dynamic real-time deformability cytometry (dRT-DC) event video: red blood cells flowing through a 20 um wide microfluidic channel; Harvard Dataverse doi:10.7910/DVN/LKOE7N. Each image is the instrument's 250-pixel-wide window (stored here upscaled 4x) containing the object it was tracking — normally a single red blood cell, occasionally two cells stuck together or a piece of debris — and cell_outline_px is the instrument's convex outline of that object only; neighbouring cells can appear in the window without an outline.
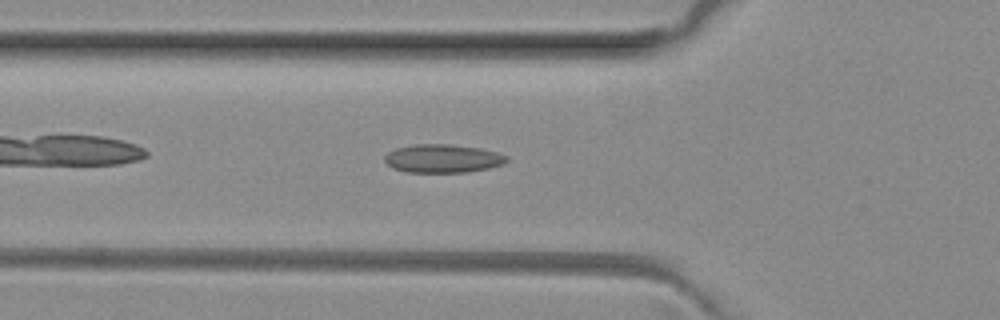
{"species": "common noctule bat (a hibernating species)", "species_latin": "Nyctalus noctula", "temperature_condition": "room temperature", "stored_images_in_passage": 38, "camera_frame_rate_fps": 3000, "um_per_image_px": 0.085, "animal": {"sex": "female", "body_mass_g": 29.2, "forearm_length_mm": 56.3}, "frame": {"image": 1, "passage_image": 5, "time_ms": 1.333, "image_size_px": [1000, 320], "cell_outline_px": [[508, 160], [504, 164], [488, 168], [468, 172], [404, 172], [392, 168], [384, 160], [384, 156], [388, 152], [396, 148], [416, 144], [448, 144], [476, 148], [496, 152], [508, 156]], "centroid_in_image_um": [37.61, 13.48], "position_along_channel_um": 88.2, "area_um2": 20.11}}
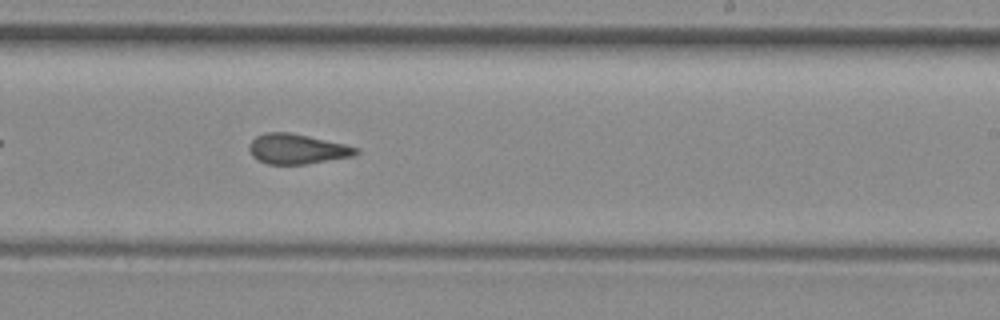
{"frame": {"image": 2, "passage_image": 18, "time_ms": 5.667, "image_size_px": [1000, 320], "cell_outline_px": [[360, 152], [356, 156], [304, 164], [268, 164], [252, 156], [248, 148], [248, 144], [256, 136], [264, 132], [288, 132], [308, 136], [344, 144], [360, 148]], "centroid_in_image_um": [25.26, 12.66], "position_along_channel_um": 263.7, "area_um2": 18.73}}
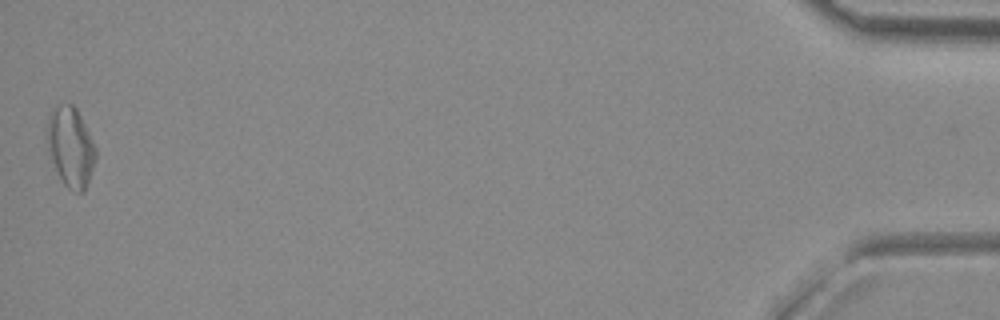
{"frame": {"image": 3, "passage_image": 38, "time_ms": 12.333, "image_size_px": [1000, 320], "cell_outline_px": [[96, 156], [84, 192], [72, 192], [64, 184], [48, 152], [44, 132], [48, 112], [56, 104], [72, 104], [76, 108], [96, 148]], "centroid_in_image_um": [5.94, 12.43], "position_along_channel_um": 429.3, "area_um2": 22.77}, "authors_computed_cell_mechanics": {"area_um2": 19.0451, "velocity_mm_per_s": 4.0486, "shape_relaxation_time_tau1_ms": null, "shape_relaxation_time_tau2_ms": 1.6744, "deformation_change_tau1": null, "deformation_change_tau2": 0.1087}}